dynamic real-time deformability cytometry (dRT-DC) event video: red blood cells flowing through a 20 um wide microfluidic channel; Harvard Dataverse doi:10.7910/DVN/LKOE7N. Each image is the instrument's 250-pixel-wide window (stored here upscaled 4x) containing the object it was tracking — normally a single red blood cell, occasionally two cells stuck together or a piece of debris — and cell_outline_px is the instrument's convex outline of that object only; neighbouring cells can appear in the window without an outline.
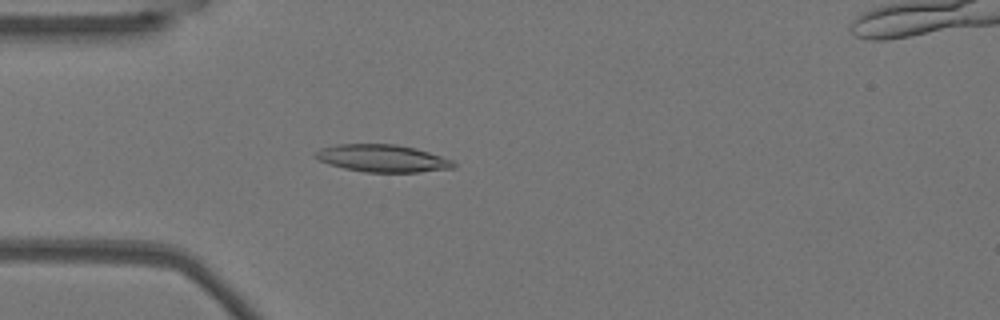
{"species": "Egyptian fruit bat (a non-hibernating species)", "species_latin": "Rousettus aegyptiacus", "temperature_condition": "warm", "stored_images_in_passage": 42, "camera_frame_rate_fps": 3000, "um_per_image_px": 0.085, "animal": {"sex": "female"}, "frame": {"image": 1, "passage_image": 4, "time_ms": 1.0, "image_size_px": [1000, 320], "cell_outline_px": [[456, 168], [420, 172], [364, 172], [344, 168], [328, 164], [312, 156], [312, 152], [320, 148], [336, 144], [396, 144], [416, 148], [452, 160], [456, 164]], "centroid_in_image_um": [32.47, 13.45], "position_along_channel_um": 52.5, "area_um2": 22.25}}
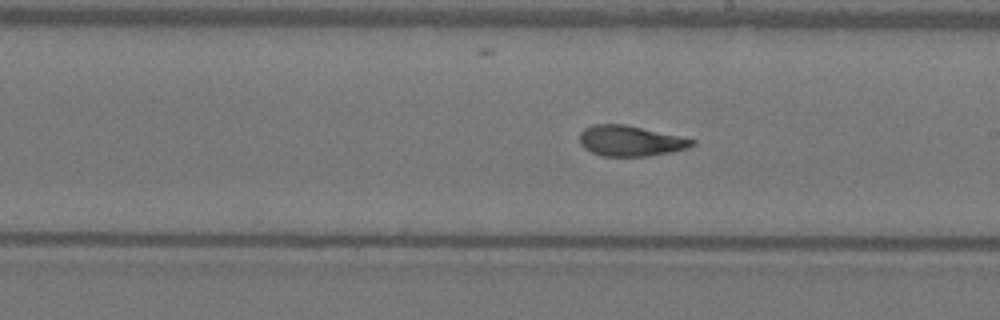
{"frame": {"image": 2, "passage_image": 19, "time_ms": 6.0, "image_size_px": [1000, 320], "cell_outline_px": [[696, 144], [688, 148], [648, 156], [600, 156], [584, 148], [580, 144], [580, 132], [584, 128], [592, 124], [624, 124], [696, 140]], "centroid_in_image_um": [53.54, 11.97], "position_along_channel_um": 235.5, "area_um2": 19.88}}
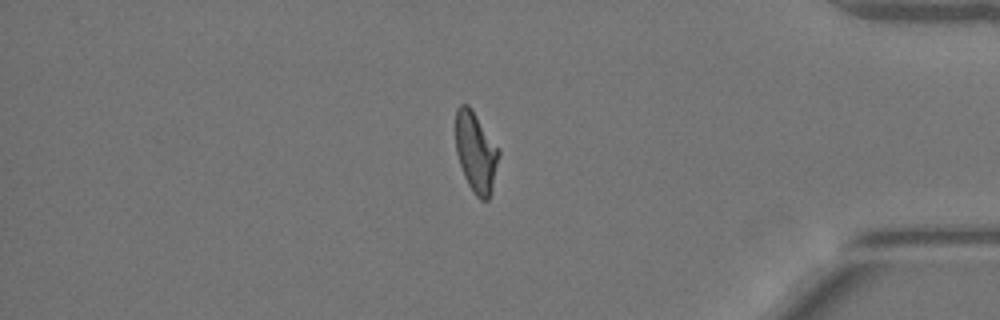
{"frame": {"image": 3, "passage_image": 34, "time_ms": 11.0, "image_size_px": [1000, 320], "cell_outline_px": [[500, 152], [492, 192], [488, 200], [480, 200], [472, 192], [464, 176], [456, 152], [456, 108], [460, 104], [468, 104]], "centroid_in_image_um": [40.44, 12.99], "position_along_channel_um": 394.8, "area_um2": 19.94}, "authors_computed_cell_mechanics": {"area_um2": 20.4323, "velocity_mm_per_s": 3.7984, "shape_relaxation_time_tau1_ms": 10.8607, "shape_relaxation_time_tau2_ms": 1.9126, "deformation_change_tau1": 0.2956, "deformation_change_tau2": 0.0864}}